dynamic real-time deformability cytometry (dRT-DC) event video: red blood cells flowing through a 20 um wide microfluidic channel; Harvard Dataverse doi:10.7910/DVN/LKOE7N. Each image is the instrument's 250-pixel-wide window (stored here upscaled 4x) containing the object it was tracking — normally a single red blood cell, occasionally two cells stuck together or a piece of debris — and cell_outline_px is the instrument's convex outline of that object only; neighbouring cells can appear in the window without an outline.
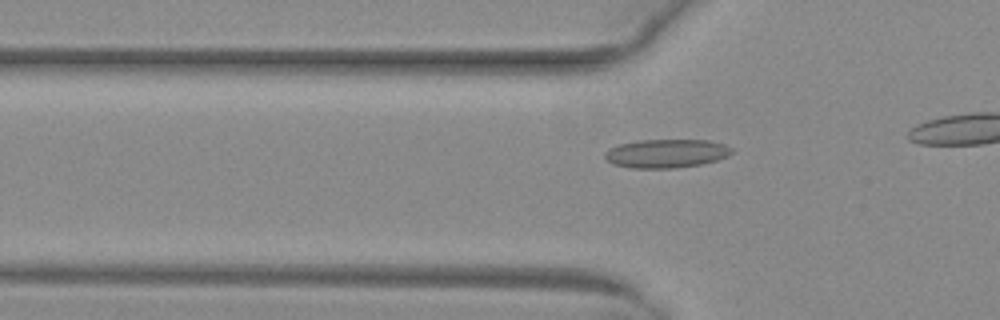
{"species": "common noctule bat (a hibernating species)", "species_latin": "Nyctalus noctula", "temperature_condition": "warm", "stored_images_in_passage": 12, "camera_frame_rate_fps": 3000, "um_per_image_px": 0.085, "animal": {"sex": "female", "body_mass_g": 29.2, "forearm_length_mm": 56.3}, "frame": {"image": 1, "passage_image": 6, "time_ms": 1.667, "image_size_px": [1000, 320], "cell_outline_px": [[732, 152], [728, 156], [716, 160], [700, 164], [676, 168], [632, 168], [612, 164], [604, 156], [604, 152], [608, 148], [616, 144], [640, 140], [708, 140], [724, 144], [732, 148]], "centroid_in_image_um": [56.59, 13.04], "position_along_channel_um": 69.2, "area_um2": 21.27}}
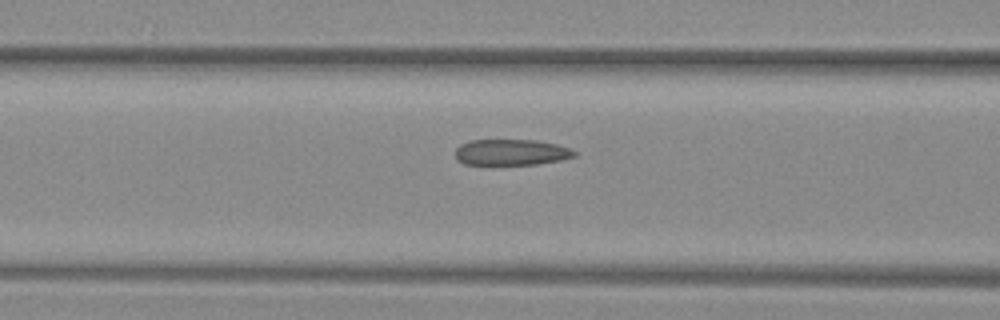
{"frame": {"image": 2, "passage_image": 10, "time_ms": 3.0, "image_size_px": [1000, 320], "cell_outline_px": [[576, 156], [560, 160], [536, 164], [464, 164], [456, 160], [456, 148], [460, 144], [472, 140], [536, 140], [556, 144], [568, 148], [576, 152]], "centroid_in_image_um": [43.43, 12.94], "position_along_channel_um": 123.2, "area_um2": 17.92}}